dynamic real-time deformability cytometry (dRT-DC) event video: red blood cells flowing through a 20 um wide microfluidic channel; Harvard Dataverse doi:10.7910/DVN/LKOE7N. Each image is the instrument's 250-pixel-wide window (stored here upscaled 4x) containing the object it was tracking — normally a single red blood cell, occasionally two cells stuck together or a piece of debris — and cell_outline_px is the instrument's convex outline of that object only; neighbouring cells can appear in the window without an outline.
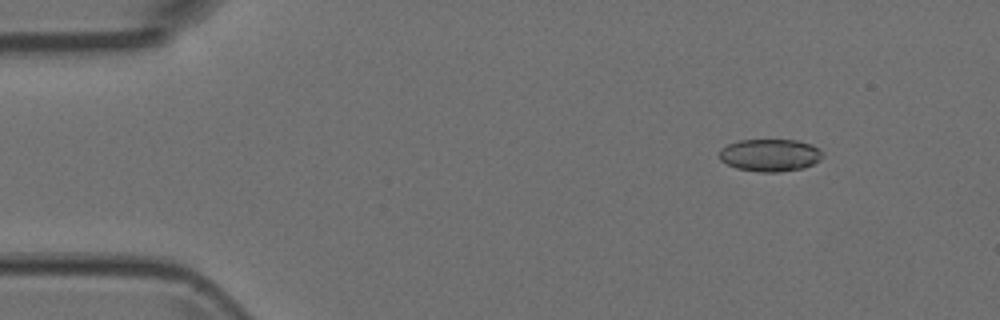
{"species": "Egyptian fruit bat (a non-hibernating species)", "species_latin": "Rousettus aegyptiacus", "temperature_condition": "room temperature", "stored_images_in_passage": 7, "camera_frame_rate_fps": 3000, "um_per_image_px": 0.085, "animal": {"sex": "female"}, "frame": {"image": 1, "passage_image": 2, "time_ms": 0.333, "image_size_px": [1000, 320], "cell_outline_px": [[824, 156], [820, 160], [804, 168], [780, 172], [760, 172], [736, 168], [720, 160], [720, 148], [728, 144], [740, 140], [796, 140], [812, 144], [820, 148]], "centroid_in_image_um": [65.48, 13.19], "position_along_channel_um": 19.5, "area_um2": 19.65}}
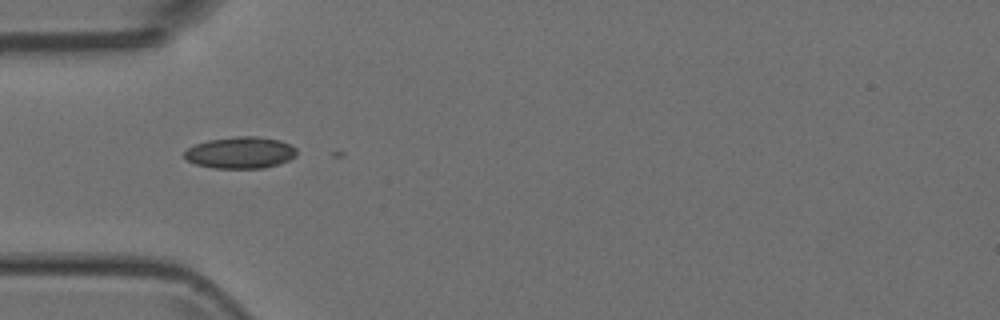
{"frame": {"image": 2, "passage_image": 5, "time_ms": 1.333, "image_size_px": [1000, 320], "cell_outline_px": [[296, 156], [288, 160], [264, 168], [212, 168], [196, 164], [188, 160], [184, 156], [184, 152], [188, 148], [196, 144], [208, 140], [236, 136], [256, 136], [280, 140], [292, 144], [296, 148]], "centroid_in_image_um": [20.45, 12.96], "position_along_channel_um": 64.6, "area_um2": 20.69}}
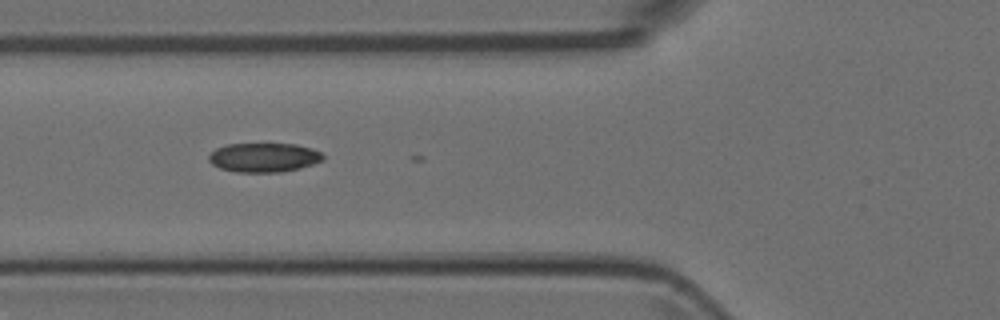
{"frame": {"image": 3, "passage_image": 6, "time_ms": 1.667, "image_size_px": [1000, 320], "cell_outline_px": [[324, 160], [300, 168], [280, 172], [236, 172], [220, 168], [212, 164], [208, 160], [208, 156], [216, 148], [224, 144], [296, 144], [312, 148], [320, 152], [324, 156]], "centroid_in_image_um": [22.42, 13.38], "position_along_channel_um": 103.4, "area_um2": 19.48}}